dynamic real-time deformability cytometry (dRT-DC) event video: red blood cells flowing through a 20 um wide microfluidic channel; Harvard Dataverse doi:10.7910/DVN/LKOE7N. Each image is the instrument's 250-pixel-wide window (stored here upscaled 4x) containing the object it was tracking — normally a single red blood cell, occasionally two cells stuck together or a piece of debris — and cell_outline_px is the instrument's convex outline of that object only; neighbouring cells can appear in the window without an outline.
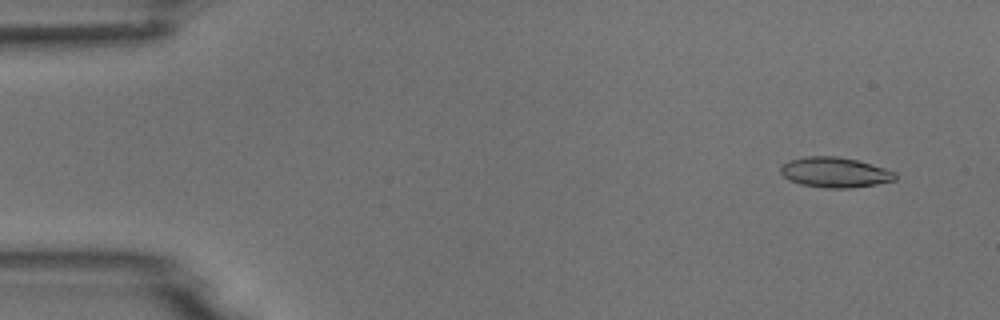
{"species": "common noctule bat (a hibernating species)", "species_latin": "Nyctalus noctula", "temperature_condition": "room temperature", "stored_images_in_passage": 5, "camera_frame_rate_fps": 3000, "um_per_image_px": 0.085, "animal": {"sex": "male", "body_mass_g": 18.8}, "frame": {"image": 1, "passage_image": 1, "time_ms": 0.0, "image_size_px": [1000, 320], "cell_outline_px": [[896, 180], [876, 184], [852, 188], [824, 188], [800, 184], [788, 180], [780, 172], [780, 168], [788, 160], [808, 156], [836, 156], [856, 160], [884, 168], [896, 172]], "centroid_in_image_um": [70.95, 14.66], "position_along_channel_um": 14.0, "area_um2": 20.17}}
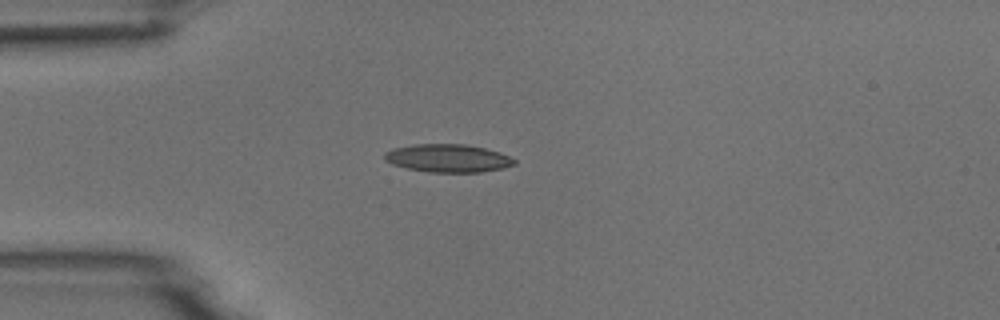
{"frame": {"image": 2, "passage_image": 4, "time_ms": 3.333, "image_size_px": [1000, 320], "cell_outline_px": [[516, 164], [504, 168], [480, 172], [428, 172], [408, 168], [392, 164], [384, 160], [384, 152], [392, 148], [416, 144], [464, 144], [484, 148], [500, 152], [516, 160]], "centroid_in_image_um": [38.06, 13.44], "position_along_channel_um": 46.9, "area_um2": 21.21}}